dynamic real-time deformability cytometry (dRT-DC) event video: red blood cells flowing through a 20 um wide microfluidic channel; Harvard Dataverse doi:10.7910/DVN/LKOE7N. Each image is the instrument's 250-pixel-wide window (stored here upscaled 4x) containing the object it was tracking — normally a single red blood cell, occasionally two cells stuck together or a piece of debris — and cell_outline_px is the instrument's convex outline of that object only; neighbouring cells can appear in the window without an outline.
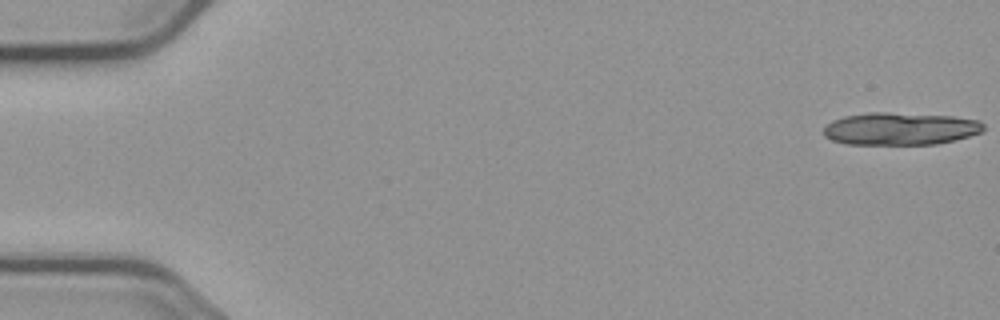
{"species": "common noctule bat (a hibernating species)", "species_latin": "Nyctalus noctula", "temperature_condition": "cold", "stored_images_in_passage": 5, "camera_frame_rate_fps": 3000, "um_per_image_px": 0.085, "animal": {"sex": "male", "body_mass_g": 23.1, "forearm_length_mm": 52.7}, "frame": {"image": 1, "passage_image": 1, "time_ms": 0.0, "image_size_px": [1000, 320], "cell_outline_px": [[984, 128], [980, 132], [968, 136], [936, 144], [848, 144], [832, 140], [824, 136], [824, 128], [832, 120], [844, 116], [868, 112], [888, 112], [952, 116], [980, 120], [984, 124]], "centroid_in_image_um": [76.51, 10.93], "position_along_channel_um": 8.5, "area_um2": 30.23}}